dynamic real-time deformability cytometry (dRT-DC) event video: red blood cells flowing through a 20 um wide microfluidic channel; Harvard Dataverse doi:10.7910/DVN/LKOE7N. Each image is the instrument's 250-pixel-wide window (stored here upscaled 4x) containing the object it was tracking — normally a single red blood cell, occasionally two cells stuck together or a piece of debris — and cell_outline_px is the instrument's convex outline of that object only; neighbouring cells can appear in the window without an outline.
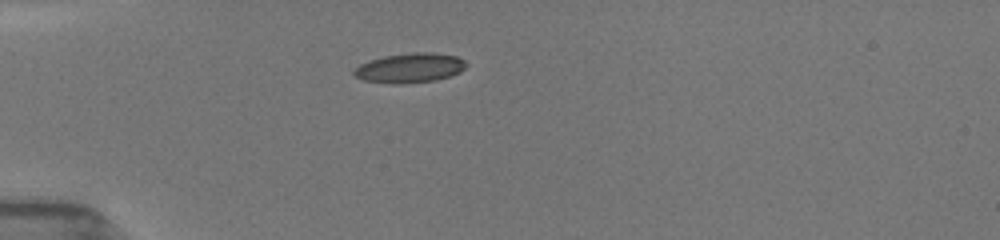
{"species": "common noctule bat (a hibernating species)", "species_latin": "Nyctalus noctula", "temperature_condition": "room temperature", "stored_images_in_passage": 15, "camera_frame_rate_fps": 3000, "um_per_image_px": 0.085, "animal": {"sex": "female", "body_mass_g": 19.5, "forearm_length_mm": 54.1}, "frame": {"image": 1, "passage_image": 1, "time_ms": 0.0, "image_size_px": [1000, 240], "cell_outline_px": [[468, 64], [460, 72], [436, 80], [396, 84], [392, 84], [364, 80], [356, 76], [352, 72], [360, 64], [384, 56], [412, 52], [432, 52], [456, 56], [464, 60]], "centroid_in_image_um": [34.85, 5.76], "position_along_channel_um": 50.1, "area_um2": 19.19}}
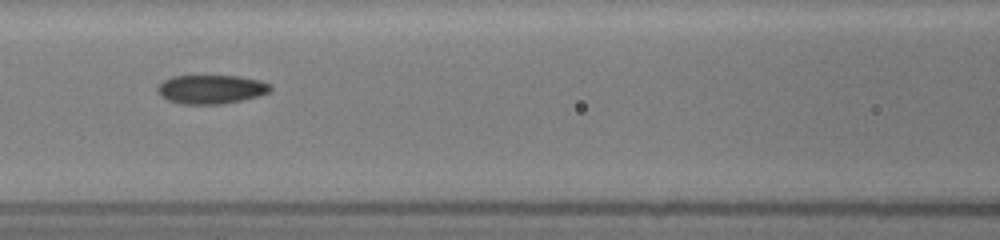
{"frame": {"image": 2, "passage_image": 10, "time_ms": 3.0, "image_size_px": [1000, 240], "cell_outline_px": [[272, 88], [268, 92], [256, 96], [240, 100], [220, 104], [184, 104], [168, 100], [160, 96], [156, 92], [156, 88], [164, 80], [172, 76], [240, 76], [260, 80], [272, 84]], "centroid_in_image_um": [17.92, 7.58], "position_along_channel_um": 148.7, "area_um2": 18.96}}
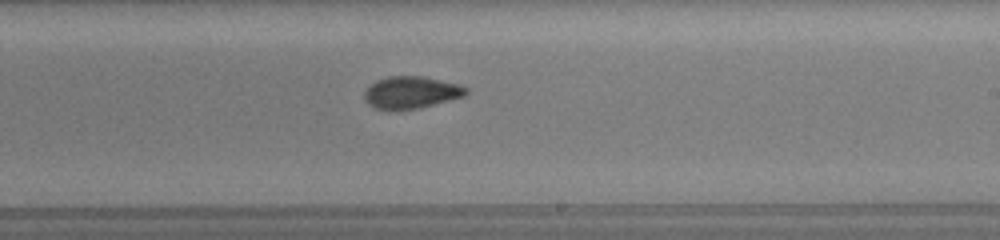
{"frame": {"image": 3, "passage_image": 15, "time_ms": 5.667, "image_size_px": [1000, 240], "cell_outline_px": [[468, 92], [464, 96], [416, 108], [372, 108], [364, 100], [364, 92], [376, 80], [388, 76], [424, 76], [460, 84], [468, 88]], "centroid_in_image_um": [34.95, 7.82], "position_along_channel_um": 254.0, "area_um2": 18.67}}